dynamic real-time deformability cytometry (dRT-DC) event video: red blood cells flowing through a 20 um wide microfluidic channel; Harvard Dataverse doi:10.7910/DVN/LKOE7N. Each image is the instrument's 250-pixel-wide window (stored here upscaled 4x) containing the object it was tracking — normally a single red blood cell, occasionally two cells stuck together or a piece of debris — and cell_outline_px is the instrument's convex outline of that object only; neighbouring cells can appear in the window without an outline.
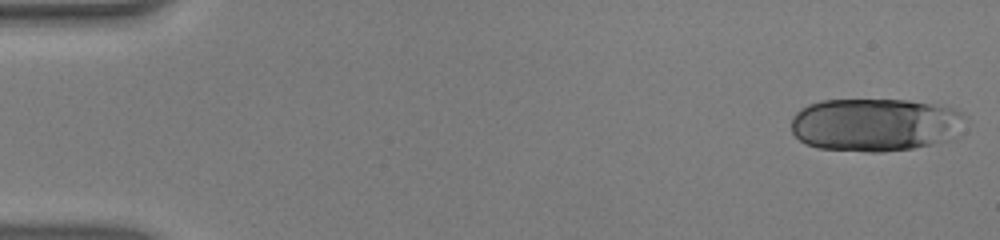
{"species": "human", "species_latin": "Homo sapiens", "temperature_condition": "warm", "stored_images_in_passage": 51, "camera_frame_rate_fps": 3000, "um_per_image_px": 0.085, "donor": {"sex": "male"}, "frame": {"image": 1, "passage_image": 1, "time_ms": 0.0, "image_size_px": [1000, 240], "cell_outline_px": [[968, 120], [956, 136], [948, 140], [932, 144], [912, 148], [880, 152], [872, 152], [820, 148], [808, 144], [800, 140], [792, 132], [792, 116], [800, 108], [808, 104], [824, 100], [908, 100], [932, 104], [952, 108], [968, 116]], "centroid_in_image_um": [74.42, 10.59], "position_along_channel_um": 10.6, "area_um2": 54.1}}
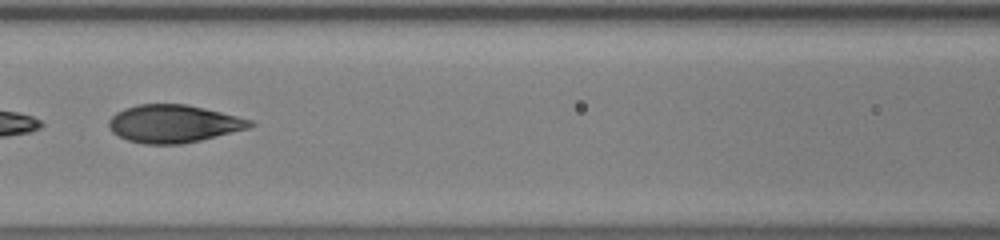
{"frame": {"image": 2, "passage_image": 24, "time_ms": 7.667, "image_size_px": [1000, 240], "cell_outline_px": [[256, 124], [248, 128], [200, 140], [180, 144], [144, 144], [128, 140], [112, 132], [108, 128], [108, 120], [116, 112], [124, 108], [136, 104], [188, 104], [252, 120]], "centroid_in_image_um": [14.71, 10.51], "position_along_channel_um": 151.9, "area_um2": 30.98}}
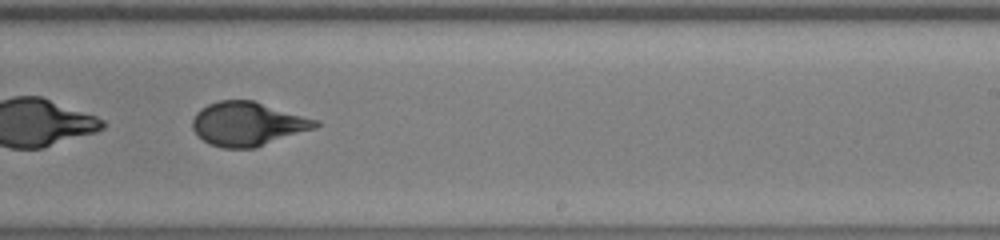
{"frame": {"image": 3, "passage_image": 33, "time_ms": 10.667, "image_size_px": [1000, 240], "cell_outline_px": [[320, 124], [316, 128], [256, 148], [224, 148], [208, 144], [192, 128], [192, 120], [196, 112], [200, 108], [208, 104], [220, 100], [252, 100], [320, 120]], "centroid_in_image_um": [21.08, 10.53], "position_along_channel_um": 267.9, "area_um2": 31.62}, "authors_computed_cell_mechanics": {"area_um2": 32.946, "velocity_mm_per_s": 3.8812, "shape_relaxation_time_tau1_ms": 6.6025, "shape_relaxation_time_tau2_ms": 0.8925, "deformation_change_tau1": 0.2541, "deformation_change_tau2": 0.0678}}